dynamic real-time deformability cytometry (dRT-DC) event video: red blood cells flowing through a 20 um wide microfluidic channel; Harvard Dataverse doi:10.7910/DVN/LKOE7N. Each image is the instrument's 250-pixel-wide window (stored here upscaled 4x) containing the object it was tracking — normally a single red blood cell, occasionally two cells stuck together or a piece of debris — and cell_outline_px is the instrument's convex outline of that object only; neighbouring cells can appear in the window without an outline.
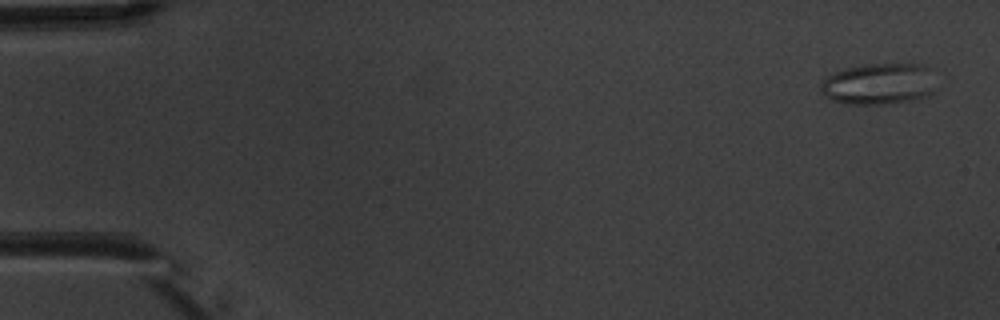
{"species": "common noctule bat (a hibernating species)", "species_latin": "Nyctalus noctula", "temperature_condition": "warm", "stored_images_in_passage": 5, "camera_frame_rate_fps": 3000, "um_per_image_px": 0.085, "animal": {"sex": "male", "body_mass_g": 20.1, "forearm_length_mm": 53.5}, "frame": {"image": 1, "passage_image": 1, "time_ms": 0.0, "image_size_px": [1000, 320], "cell_outline_px": [[932, 92], [928, 96], [912, 100], [884, 104], [848, 104], [832, 100], [820, 88], [820, 84], [828, 76], [836, 72], [848, 68], [864, 64], [924, 64], [928, 68]], "centroid_in_image_um": [74.66, 7.13], "position_along_channel_um": 10.3, "area_um2": 27.11}}
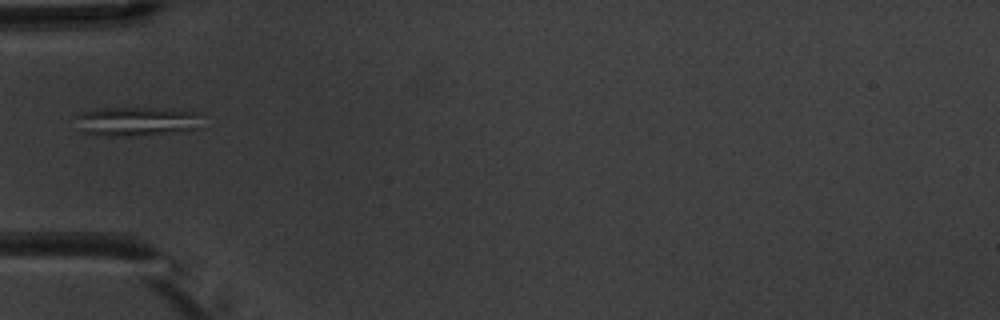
{"frame": {"image": 2, "passage_image": 5, "time_ms": 5.333, "image_size_px": [1000, 320], "cell_outline_px": [[200, 128], [168, 132], [128, 136], [108, 136], [84, 132], [80, 128], [76, 116], [80, 112], [104, 108], [172, 108], [200, 112]], "centroid_in_image_um": [11.65, 10.29], "position_along_channel_um": 73.3, "area_um2": 21.27}}